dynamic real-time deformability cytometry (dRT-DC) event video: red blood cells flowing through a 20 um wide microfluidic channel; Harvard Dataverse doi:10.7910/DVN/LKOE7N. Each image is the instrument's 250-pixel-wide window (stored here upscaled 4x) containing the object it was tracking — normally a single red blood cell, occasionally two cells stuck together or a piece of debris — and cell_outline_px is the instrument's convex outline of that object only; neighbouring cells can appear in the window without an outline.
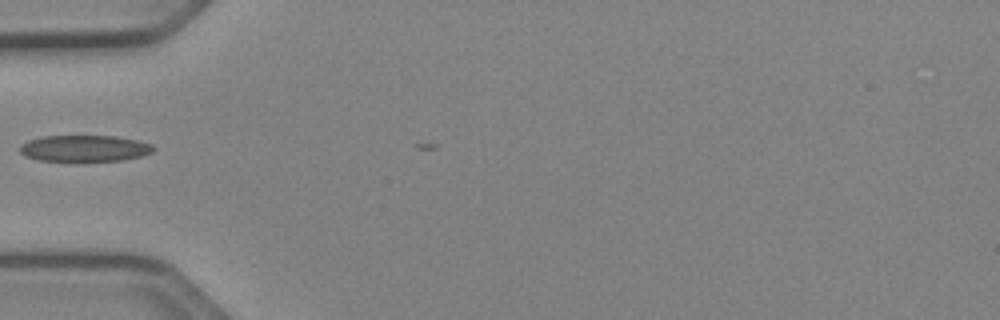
{"species": "Egyptian fruit bat (a non-hibernating species)", "species_latin": "Rousettus aegyptiacus", "temperature_condition": "cold", "stored_images_in_passage": 3, "camera_frame_rate_fps": 3000, "um_per_image_px": 0.085, "animal": {"sex": "female"}, "frame": {"image": 1, "passage_image": 2, "time_ms": 0.333, "image_size_px": [1000, 320], "cell_outline_px": [[156, 148], [152, 152], [140, 156], [120, 160], [84, 164], [40, 160], [24, 156], [20, 152], [20, 144], [28, 140], [44, 136], [116, 136], [136, 140], [152, 144]], "centroid_in_image_um": [7.16, 12.65], "position_along_channel_um": 77.8, "area_um2": 21.39}}